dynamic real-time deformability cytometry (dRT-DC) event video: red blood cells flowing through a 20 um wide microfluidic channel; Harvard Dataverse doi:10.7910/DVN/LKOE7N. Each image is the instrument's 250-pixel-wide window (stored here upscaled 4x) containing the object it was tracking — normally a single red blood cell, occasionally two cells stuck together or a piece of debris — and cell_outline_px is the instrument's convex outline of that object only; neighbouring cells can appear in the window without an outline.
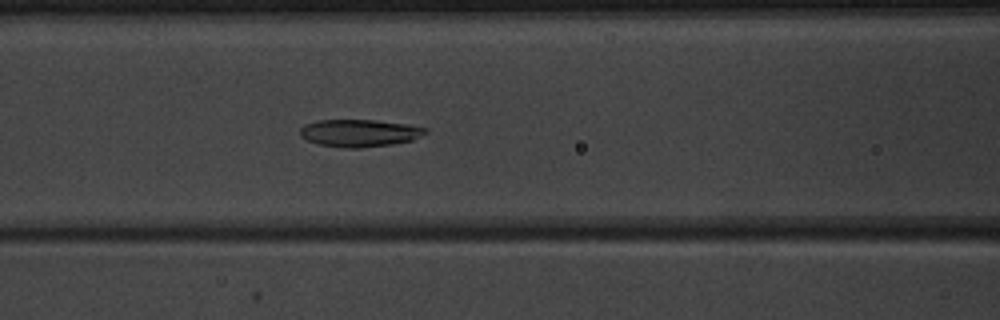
{"species": "common noctule bat (a hibernating species)", "species_latin": "Nyctalus noctula", "temperature_condition": "warm", "stored_images_in_passage": 38, "camera_frame_rate_fps": 3000, "um_per_image_px": 0.085, "animal": {"sex": "male", "body_mass_g": 20.1, "forearm_length_mm": 53.5}, "frame": {"image": 1, "passage_image": 12, "time_ms": 3.667, "image_size_px": [1000, 320], "cell_outline_px": [[428, 132], [412, 140], [392, 144], [360, 148], [344, 148], [316, 144], [300, 136], [300, 128], [304, 124], [320, 120], [376, 120], [408, 124], [428, 128]], "centroid_in_image_um": [30.55, 11.31], "position_along_channel_um": 136.0, "area_um2": 20.11}}
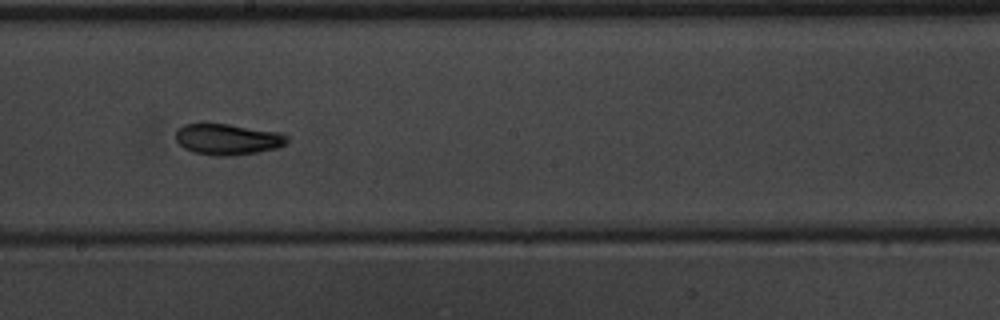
{"frame": {"image": 2, "passage_image": 19, "time_ms": 6.0, "image_size_px": [1000, 320], "cell_outline_px": [[288, 144], [276, 148], [256, 152], [232, 156], [212, 156], [196, 152], [184, 148], [176, 140], [176, 128], [184, 124], [228, 124], [280, 132], [288, 136]], "centroid_in_image_um": [19.37, 11.84], "position_along_channel_um": 228.8, "area_um2": 20.17}}
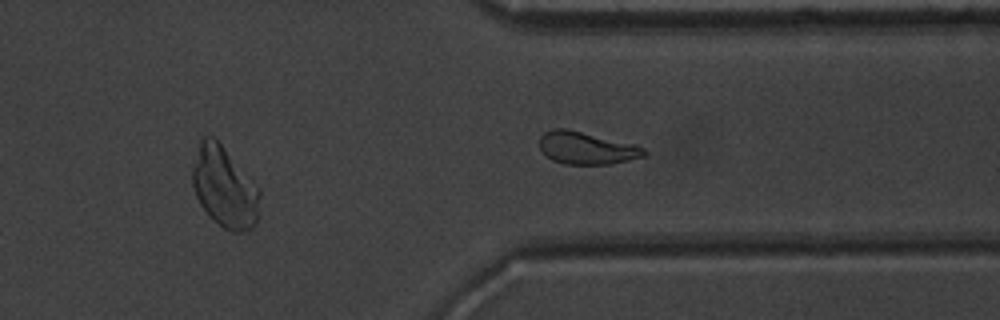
{"frame": {"image": 3, "passage_image": 29, "time_ms": 9.333, "image_size_px": [1000, 320], "cell_outline_px": [[260, 196], [256, 224], [248, 232], [232, 232], [224, 228], [200, 204], [196, 196], [192, 184], [192, 168], [200, 136], [212, 136], [220, 144], [260, 188]], "centroid_in_image_um": [19.08, 15.91], "position_along_channel_um": 392.3, "area_um2": 31.44}, "authors_computed_cell_mechanics": {"area_um2": 20.4901, "velocity_mm_per_s": 3.9846, "shape_relaxation_time_tau1_ms": 4.6397, "shape_relaxation_time_tau2_ms": 2.6357, "deformation_change_tau1": 0.1332, "deformation_change_tau2": 0.0844}}